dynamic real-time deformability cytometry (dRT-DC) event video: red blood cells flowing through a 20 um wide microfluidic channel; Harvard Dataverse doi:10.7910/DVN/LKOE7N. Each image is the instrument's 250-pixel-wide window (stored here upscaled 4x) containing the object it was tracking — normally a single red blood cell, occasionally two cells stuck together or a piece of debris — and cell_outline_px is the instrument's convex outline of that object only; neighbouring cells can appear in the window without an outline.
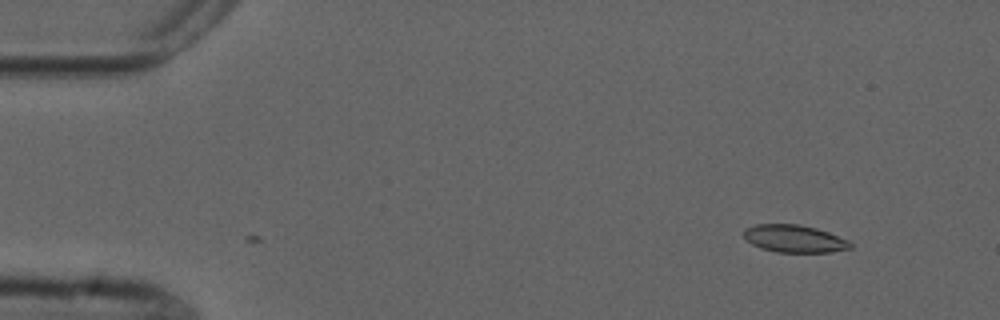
{"species": "common noctule bat (a hibernating species)", "species_latin": "Nyctalus noctula", "temperature_condition": "cold", "stored_images_in_passage": 6, "camera_frame_rate_fps": 3000, "um_per_image_px": 0.085, "animal": {"sex": "male", "forearm_length_mm": 52.5}, "frame": {"image": 1, "passage_image": 6, "time_ms": 1.667, "image_size_px": [1000, 320], "cell_outline_px": [[852, 248], [832, 252], [776, 252], [760, 248], [752, 244], [744, 236], [744, 228], [756, 224], [800, 224], [816, 228], [828, 232], [848, 240], [852, 244]], "centroid_in_image_um": [67.52, 20.29], "position_along_channel_um": 17.5, "area_um2": 17.11}}